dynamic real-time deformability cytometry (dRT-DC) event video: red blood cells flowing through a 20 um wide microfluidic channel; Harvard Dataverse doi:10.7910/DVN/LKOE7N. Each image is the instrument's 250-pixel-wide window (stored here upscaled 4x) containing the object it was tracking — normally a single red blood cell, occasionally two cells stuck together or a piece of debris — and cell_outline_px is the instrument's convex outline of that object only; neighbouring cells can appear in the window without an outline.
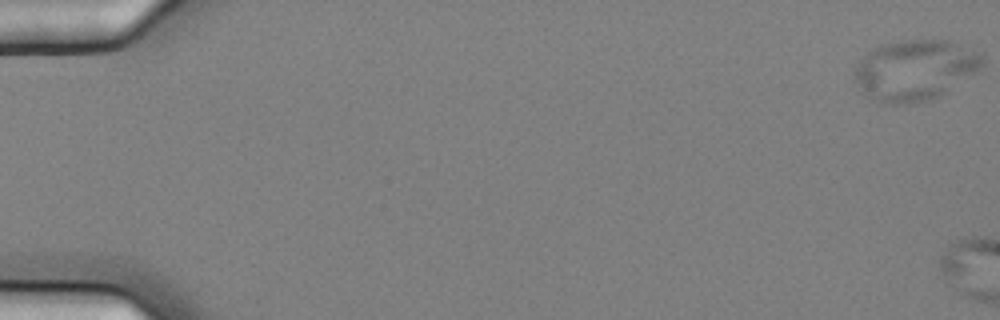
{"species": "common noctule bat (a hibernating species)", "species_latin": "Nyctalus noctula", "temperature_condition": "cold", "stored_images_in_passage": 5, "camera_frame_rate_fps": 3000, "um_per_image_px": 0.085, "animal": {"sex": "female", "body_mass_g": 25.1}, "frame": {"image": 1, "passage_image": 1, "time_ms": 0.0, "image_size_px": [1000, 320], "cell_outline_px": [[984, 60], [980, 72], [940, 96], [916, 104], [884, 104], [868, 96], [852, 80], [852, 72], [868, 52], [880, 44], [900, 40], [948, 40], [960, 44], [980, 52], [984, 56]], "centroid_in_image_um": [77.81, 5.96], "position_along_channel_um": 7.2, "area_um2": 45.89}}